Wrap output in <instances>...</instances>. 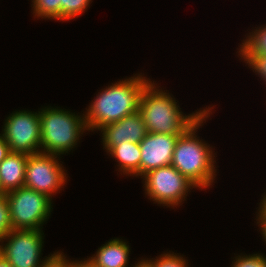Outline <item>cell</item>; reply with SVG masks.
<instances>
[{
	"label": "cell",
	"mask_w": 266,
	"mask_h": 267,
	"mask_svg": "<svg viewBox=\"0 0 266 267\" xmlns=\"http://www.w3.org/2000/svg\"><path fill=\"white\" fill-rule=\"evenodd\" d=\"M150 81L144 73H136L100 89L84 111L89 132H98L107 124L136 112L141 94Z\"/></svg>",
	"instance_id": "1"
},
{
	"label": "cell",
	"mask_w": 266,
	"mask_h": 267,
	"mask_svg": "<svg viewBox=\"0 0 266 267\" xmlns=\"http://www.w3.org/2000/svg\"><path fill=\"white\" fill-rule=\"evenodd\" d=\"M212 110L214 108L209 107L193 125L178 136L171 163L182 175L195 184L199 191L212 188L217 177L218 169L215 166L217 152L214 151L212 145L210 146L202 137L200 139L197 134L199 128L213 114Z\"/></svg>",
	"instance_id": "2"
},
{
	"label": "cell",
	"mask_w": 266,
	"mask_h": 267,
	"mask_svg": "<svg viewBox=\"0 0 266 267\" xmlns=\"http://www.w3.org/2000/svg\"><path fill=\"white\" fill-rule=\"evenodd\" d=\"M156 82L151 79L143 90L139 102L138 111L147 132L182 135L208 110L209 106H206L185 114L172 93L162 89Z\"/></svg>",
	"instance_id": "3"
},
{
	"label": "cell",
	"mask_w": 266,
	"mask_h": 267,
	"mask_svg": "<svg viewBox=\"0 0 266 267\" xmlns=\"http://www.w3.org/2000/svg\"><path fill=\"white\" fill-rule=\"evenodd\" d=\"M71 112L58 106L39 109L41 153L66 155L75 149L85 132H89L84 112Z\"/></svg>",
	"instance_id": "4"
},
{
	"label": "cell",
	"mask_w": 266,
	"mask_h": 267,
	"mask_svg": "<svg viewBox=\"0 0 266 267\" xmlns=\"http://www.w3.org/2000/svg\"><path fill=\"white\" fill-rule=\"evenodd\" d=\"M12 230H42L53 211V200L25 186L5 194Z\"/></svg>",
	"instance_id": "5"
},
{
	"label": "cell",
	"mask_w": 266,
	"mask_h": 267,
	"mask_svg": "<svg viewBox=\"0 0 266 267\" xmlns=\"http://www.w3.org/2000/svg\"><path fill=\"white\" fill-rule=\"evenodd\" d=\"M145 196L154 204L168 208L179 207L194 188L187 177L172 165L151 170L141 177ZM191 189V190H190Z\"/></svg>",
	"instance_id": "6"
},
{
	"label": "cell",
	"mask_w": 266,
	"mask_h": 267,
	"mask_svg": "<svg viewBox=\"0 0 266 267\" xmlns=\"http://www.w3.org/2000/svg\"><path fill=\"white\" fill-rule=\"evenodd\" d=\"M44 237L43 230H10L0 239V254L12 267H44L58 253L42 257Z\"/></svg>",
	"instance_id": "7"
},
{
	"label": "cell",
	"mask_w": 266,
	"mask_h": 267,
	"mask_svg": "<svg viewBox=\"0 0 266 267\" xmlns=\"http://www.w3.org/2000/svg\"><path fill=\"white\" fill-rule=\"evenodd\" d=\"M61 157L46 153L28 155L24 186L53 199L69 180L64 163L60 161Z\"/></svg>",
	"instance_id": "8"
},
{
	"label": "cell",
	"mask_w": 266,
	"mask_h": 267,
	"mask_svg": "<svg viewBox=\"0 0 266 267\" xmlns=\"http://www.w3.org/2000/svg\"><path fill=\"white\" fill-rule=\"evenodd\" d=\"M1 135L11 152L33 155L41 153L39 110H16L6 116Z\"/></svg>",
	"instance_id": "9"
},
{
	"label": "cell",
	"mask_w": 266,
	"mask_h": 267,
	"mask_svg": "<svg viewBox=\"0 0 266 267\" xmlns=\"http://www.w3.org/2000/svg\"><path fill=\"white\" fill-rule=\"evenodd\" d=\"M180 135L148 132L139 143L140 178L151 170L171 165L174 146Z\"/></svg>",
	"instance_id": "10"
},
{
	"label": "cell",
	"mask_w": 266,
	"mask_h": 267,
	"mask_svg": "<svg viewBox=\"0 0 266 267\" xmlns=\"http://www.w3.org/2000/svg\"><path fill=\"white\" fill-rule=\"evenodd\" d=\"M99 131L102 137L103 149L107 153L119 144L140 143L148 133L138 110L117 122L107 124Z\"/></svg>",
	"instance_id": "11"
},
{
	"label": "cell",
	"mask_w": 266,
	"mask_h": 267,
	"mask_svg": "<svg viewBox=\"0 0 266 267\" xmlns=\"http://www.w3.org/2000/svg\"><path fill=\"white\" fill-rule=\"evenodd\" d=\"M130 250L127 240L117 237L105 242L89 258L97 267H128Z\"/></svg>",
	"instance_id": "12"
},
{
	"label": "cell",
	"mask_w": 266,
	"mask_h": 267,
	"mask_svg": "<svg viewBox=\"0 0 266 267\" xmlns=\"http://www.w3.org/2000/svg\"><path fill=\"white\" fill-rule=\"evenodd\" d=\"M27 160V154L10 151L0 163V183L6 193L24 186Z\"/></svg>",
	"instance_id": "13"
},
{
	"label": "cell",
	"mask_w": 266,
	"mask_h": 267,
	"mask_svg": "<svg viewBox=\"0 0 266 267\" xmlns=\"http://www.w3.org/2000/svg\"><path fill=\"white\" fill-rule=\"evenodd\" d=\"M115 159L118 172L123 176H140L141 149L139 143H124L113 147L108 153Z\"/></svg>",
	"instance_id": "14"
},
{
	"label": "cell",
	"mask_w": 266,
	"mask_h": 267,
	"mask_svg": "<svg viewBox=\"0 0 266 267\" xmlns=\"http://www.w3.org/2000/svg\"><path fill=\"white\" fill-rule=\"evenodd\" d=\"M244 38L237 48L238 55H266V24L253 27Z\"/></svg>",
	"instance_id": "15"
},
{
	"label": "cell",
	"mask_w": 266,
	"mask_h": 267,
	"mask_svg": "<svg viewBox=\"0 0 266 267\" xmlns=\"http://www.w3.org/2000/svg\"><path fill=\"white\" fill-rule=\"evenodd\" d=\"M35 18L62 21V0H31Z\"/></svg>",
	"instance_id": "16"
},
{
	"label": "cell",
	"mask_w": 266,
	"mask_h": 267,
	"mask_svg": "<svg viewBox=\"0 0 266 267\" xmlns=\"http://www.w3.org/2000/svg\"><path fill=\"white\" fill-rule=\"evenodd\" d=\"M184 254L174 253L173 251L163 252L155 258H145L152 267H190Z\"/></svg>",
	"instance_id": "17"
},
{
	"label": "cell",
	"mask_w": 266,
	"mask_h": 267,
	"mask_svg": "<svg viewBox=\"0 0 266 267\" xmlns=\"http://www.w3.org/2000/svg\"><path fill=\"white\" fill-rule=\"evenodd\" d=\"M91 3L92 0H62V22L82 16Z\"/></svg>",
	"instance_id": "18"
},
{
	"label": "cell",
	"mask_w": 266,
	"mask_h": 267,
	"mask_svg": "<svg viewBox=\"0 0 266 267\" xmlns=\"http://www.w3.org/2000/svg\"><path fill=\"white\" fill-rule=\"evenodd\" d=\"M231 267H266V255L263 253H252V254H235Z\"/></svg>",
	"instance_id": "19"
},
{
	"label": "cell",
	"mask_w": 266,
	"mask_h": 267,
	"mask_svg": "<svg viewBox=\"0 0 266 267\" xmlns=\"http://www.w3.org/2000/svg\"><path fill=\"white\" fill-rule=\"evenodd\" d=\"M266 85V55H237Z\"/></svg>",
	"instance_id": "20"
},
{
	"label": "cell",
	"mask_w": 266,
	"mask_h": 267,
	"mask_svg": "<svg viewBox=\"0 0 266 267\" xmlns=\"http://www.w3.org/2000/svg\"><path fill=\"white\" fill-rule=\"evenodd\" d=\"M12 230L6 196H0V239Z\"/></svg>",
	"instance_id": "21"
},
{
	"label": "cell",
	"mask_w": 266,
	"mask_h": 267,
	"mask_svg": "<svg viewBox=\"0 0 266 267\" xmlns=\"http://www.w3.org/2000/svg\"><path fill=\"white\" fill-rule=\"evenodd\" d=\"M257 204H259V207H257L258 210L255 213L256 214L255 220L257 221L256 225L258 224L259 231L263 239L262 241L265 242L266 244V205L261 200Z\"/></svg>",
	"instance_id": "22"
},
{
	"label": "cell",
	"mask_w": 266,
	"mask_h": 267,
	"mask_svg": "<svg viewBox=\"0 0 266 267\" xmlns=\"http://www.w3.org/2000/svg\"><path fill=\"white\" fill-rule=\"evenodd\" d=\"M68 258L64 252L58 250V253L44 267H69Z\"/></svg>",
	"instance_id": "23"
},
{
	"label": "cell",
	"mask_w": 266,
	"mask_h": 267,
	"mask_svg": "<svg viewBox=\"0 0 266 267\" xmlns=\"http://www.w3.org/2000/svg\"><path fill=\"white\" fill-rule=\"evenodd\" d=\"M69 267H97L96 264L87 256L83 260L68 259Z\"/></svg>",
	"instance_id": "24"
},
{
	"label": "cell",
	"mask_w": 266,
	"mask_h": 267,
	"mask_svg": "<svg viewBox=\"0 0 266 267\" xmlns=\"http://www.w3.org/2000/svg\"><path fill=\"white\" fill-rule=\"evenodd\" d=\"M9 152V145L5 138L0 134V163L6 158Z\"/></svg>",
	"instance_id": "25"
},
{
	"label": "cell",
	"mask_w": 266,
	"mask_h": 267,
	"mask_svg": "<svg viewBox=\"0 0 266 267\" xmlns=\"http://www.w3.org/2000/svg\"><path fill=\"white\" fill-rule=\"evenodd\" d=\"M134 264H132L131 267H152V265L146 259H144V257L139 259L137 263L135 261Z\"/></svg>",
	"instance_id": "26"
},
{
	"label": "cell",
	"mask_w": 266,
	"mask_h": 267,
	"mask_svg": "<svg viewBox=\"0 0 266 267\" xmlns=\"http://www.w3.org/2000/svg\"><path fill=\"white\" fill-rule=\"evenodd\" d=\"M0 267H12L10 263L0 254Z\"/></svg>",
	"instance_id": "27"
},
{
	"label": "cell",
	"mask_w": 266,
	"mask_h": 267,
	"mask_svg": "<svg viewBox=\"0 0 266 267\" xmlns=\"http://www.w3.org/2000/svg\"><path fill=\"white\" fill-rule=\"evenodd\" d=\"M266 192V191H265ZM264 192V194L261 196L263 198H261V201L266 205V193Z\"/></svg>",
	"instance_id": "28"
},
{
	"label": "cell",
	"mask_w": 266,
	"mask_h": 267,
	"mask_svg": "<svg viewBox=\"0 0 266 267\" xmlns=\"http://www.w3.org/2000/svg\"><path fill=\"white\" fill-rule=\"evenodd\" d=\"M6 192L3 190L1 183H0V196H4Z\"/></svg>",
	"instance_id": "29"
}]
</instances>
